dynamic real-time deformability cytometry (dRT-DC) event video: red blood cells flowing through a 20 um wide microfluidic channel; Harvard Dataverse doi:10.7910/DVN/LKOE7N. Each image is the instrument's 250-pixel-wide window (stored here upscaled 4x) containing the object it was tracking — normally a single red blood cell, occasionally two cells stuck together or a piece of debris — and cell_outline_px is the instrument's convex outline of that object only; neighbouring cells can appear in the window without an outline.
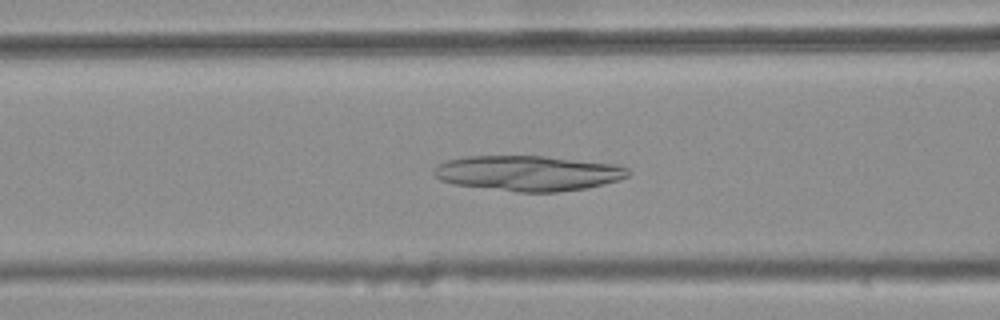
{"species": "common noctule bat (a hibernating species)", "species_latin": "Nyctalus noctula", "temperature_condition": "warm", "stored_images_in_passage": 44, "camera_frame_rate_fps": 3000, "um_per_image_px": 0.085, "animal": {"sex": "female", "body_mass_g": 25.1}, "frame": {"image": 1, "passage_image": 20, "time_ms": 6.333, "image_size_px": [1000, 320], "cell_outline_px": [[632, 172], [628, 176], [616, 180], [588, 188], [556, 192], [520, 192], [456, 184], [440, 180], [432, 176], [432, 168], [436, 164], [448, 160], [468, 156], [544, 156], [616, 164], [628, 168]], "centroid_in_image_um": [44.86, 14.71], "position_along_channel_um": 121.7, "area_um2": 39.94}}
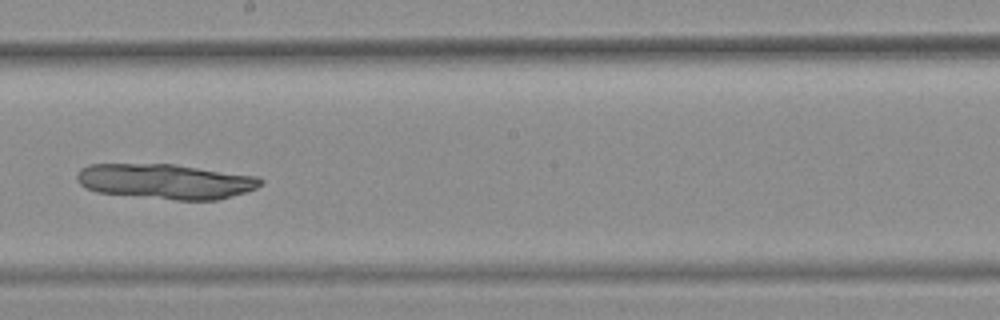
{"frame": {"image": 2, "passage_image": 29, "time_ms": 9.333, "image_size_px": [1000, 320], "cell_outline_px": [[264, 180], [256, 188], [244, 192], [216, 200], [176, 200], [96, 192], [80, 184], [76, 180], [76, 176], [80, 168], [88, 164], [176, 164], [256, 176]], "centroid_in_image_um": [14.04, 15.41], "position_along_channel_um": 234.2, "area_um2": 37.45}}
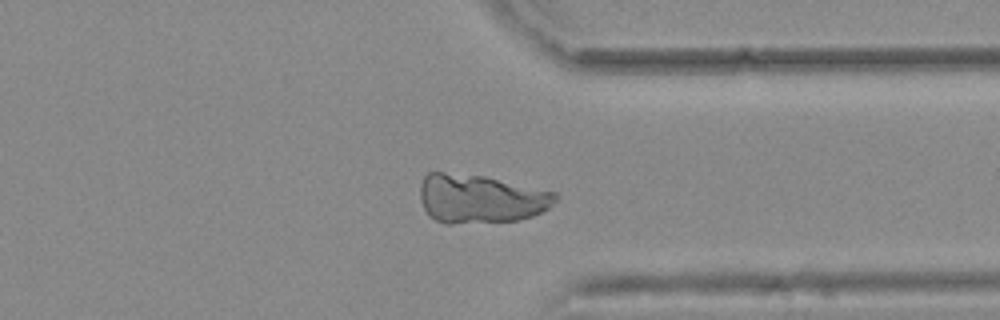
{"frame": {"image": 3, "passage_image": 40, "time_ms": 13.0, "image_size_px": [1000, 320], "cell_outline_px": [[560, 196], [548, 208], [532, 216], [520, 220], [452, 224], [444, 224], [428, 216], [420, 200], [420, 184], [424, 176], [428, 172], [444, 172], [484, 176], [556, 192]], "centroid_in_image_um": [40.81, 16.9], "position_along_channel_um": 370.6, "area_um2": 38.67}}